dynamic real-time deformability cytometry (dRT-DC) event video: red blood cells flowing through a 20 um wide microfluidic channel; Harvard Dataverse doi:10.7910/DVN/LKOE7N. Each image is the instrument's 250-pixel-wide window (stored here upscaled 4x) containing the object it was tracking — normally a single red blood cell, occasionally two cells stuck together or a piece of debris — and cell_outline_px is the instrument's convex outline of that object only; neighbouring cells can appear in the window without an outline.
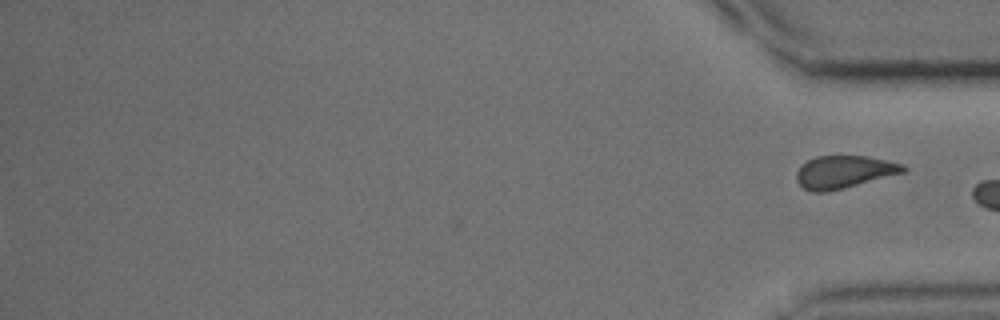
{"species": "common noctule bat (a hibernating species)", "species_latin": "Nyctalus noctula", "temperature_condition": "cold", "stored_images_in_passage": 37, "segment_of_instrument_passage": [2, 2], "camera_frame_rate_fps": 3000, "um_per_image_px": 0.085, "animal": {"sex": "male", "body_mass_g": 15.6}, "frame": {"image": 1, "passage_image": 37, "time_ms": 12.0, "image_size_px": [1000, 320], "cell_outline_px": [[908, 168], [904, 172], [844, 188], [828, 192], [812, 192], [804, 188], [796, 180], [796, 172], [800, 164], [816, 156], [868, 156], [904, 164]], "centroid_in_image_um": [71.72, 14.61], "position_along_channel_um": 363.5, "area_um2": 20.35}}